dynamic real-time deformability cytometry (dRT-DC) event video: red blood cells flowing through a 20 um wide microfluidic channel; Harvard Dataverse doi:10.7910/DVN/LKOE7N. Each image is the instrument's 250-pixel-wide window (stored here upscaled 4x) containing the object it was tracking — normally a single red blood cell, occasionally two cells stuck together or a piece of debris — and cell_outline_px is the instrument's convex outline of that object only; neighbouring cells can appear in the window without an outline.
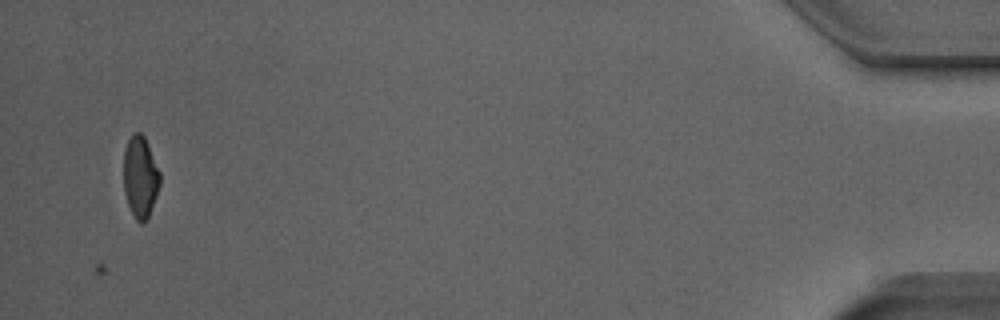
{"species": "Egyptian fruit bat (a non-hibernating species)", "species_latin": "Rousettus aegyptiacus", "temperature_condition": "room temperature", "stored_images_in_passage": 47, "segment_of_instrument_passage": [1, 2], "camera_frame_rate_fps": 3000, "um_per_image_px": 0.085, "animal": {"sex": "male"}, "frame": {"image": 1, "passage_image": 44, "time_ms": 14.333, "image_size_px": [1000, 320], "cell_outline_px": [[160, 184], [148, 220], [144, 224], [140, 224], [136, 220], [128, 204], [124, 192], [124, 152], [128, 140], [132, 132], [140, 132], [144, 136], [148, 144], [160, 172]], "centroid_in_image_um": [11.93, 15.06], "position_along_channel_um": 423.3, "area_um2": 17.4}}